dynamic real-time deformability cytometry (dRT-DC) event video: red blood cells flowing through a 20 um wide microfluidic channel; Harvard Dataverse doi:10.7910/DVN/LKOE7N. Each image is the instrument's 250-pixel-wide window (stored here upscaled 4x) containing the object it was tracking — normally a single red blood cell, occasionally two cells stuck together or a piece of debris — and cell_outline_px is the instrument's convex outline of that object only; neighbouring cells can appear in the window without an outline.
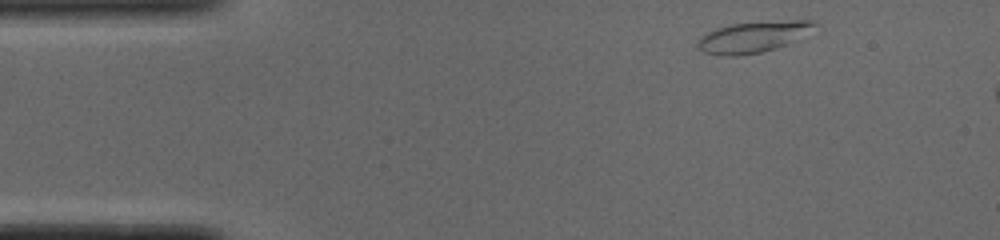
{"species": "common noctule bat (a hibernating species)", "species_latin": "Nyctalus noctula", "temperature_condition": "cold", "stored_images_in_passage": 8, "camera_frame_rate_fps": 3000, "um_per_image_px": 0.085, "animal": {"sex": "male", "body_mass_g": 19.0, "forearm_length_mm": 50.8}, "frame": {"image": 1, "passage_image": 1, "time_ms": 0.0, "image_size_px": [1000, 240], "cell_outline_px": [[816, 24], [784, 44], [760, 52], [736, 56], [720, 56], [704, 52], [696, 48], [696, 44], [700, 36], [716, 28], [732, 24], [792, 20], [812, 20]], "centroid_in_image_um": [63.82, 3.15], "position_along_channel_um": 21.2, "area_um2": 20.23}}